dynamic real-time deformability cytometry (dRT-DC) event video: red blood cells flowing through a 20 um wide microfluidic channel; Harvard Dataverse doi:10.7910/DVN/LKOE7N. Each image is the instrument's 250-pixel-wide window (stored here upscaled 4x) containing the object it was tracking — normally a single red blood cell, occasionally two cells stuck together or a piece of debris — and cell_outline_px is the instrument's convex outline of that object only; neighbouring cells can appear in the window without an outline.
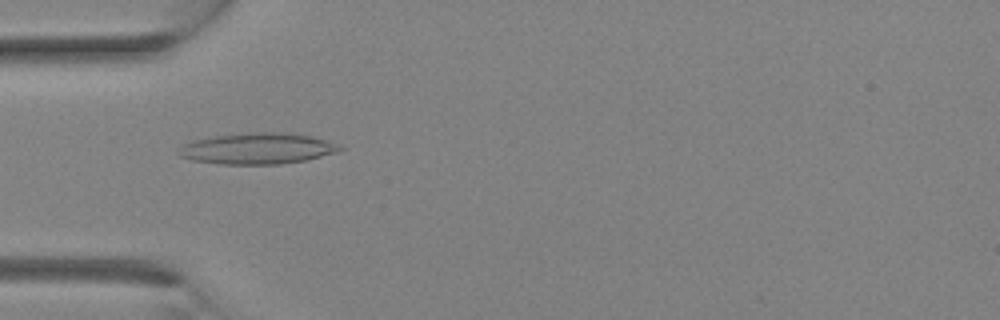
{"species": "Egyptian fruit bat (a non-hibernating species)", "species_latin": "Rousettus aegyptiacus", "temperature_condition": "room temperature", "stored_images_in_passage": 3, "camera_frame_rate_fps": 3000, "um_per_image_px": 0.085, "animal": {"sex": "female"}, "frame": {"image": 1, "passage_image": 3, "time_ms": 2.333, "image_size_px": [1000, 320], "cell_outline_px": [[344, 148], [336, 152], [304, 160], [280, 164], [220, 164], [192, 160], [180, 156], [176, 152], [184, 144], [192, 140], [216, 136], [252, 132], [280, 132], [312, 136], [340, 144]], "centroid_in_image_um": [21.87, 12.62], "position_along_channel_um": 63.1, "area_um2": 29.07}}